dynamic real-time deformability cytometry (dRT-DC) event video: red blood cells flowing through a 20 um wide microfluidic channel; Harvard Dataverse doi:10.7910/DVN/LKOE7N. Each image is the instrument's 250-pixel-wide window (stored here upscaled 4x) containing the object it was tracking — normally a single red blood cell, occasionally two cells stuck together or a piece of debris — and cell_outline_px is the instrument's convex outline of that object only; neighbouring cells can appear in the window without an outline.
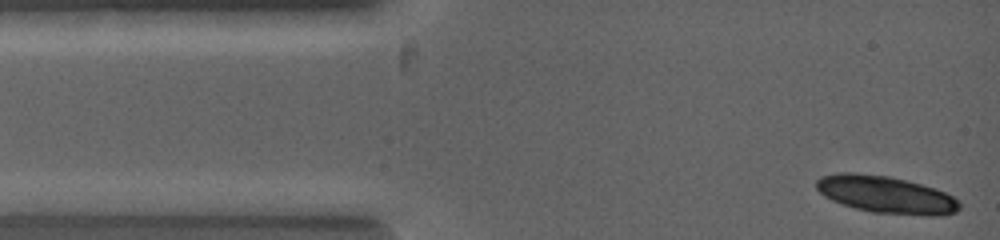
{"species": "common noctule bat (a hibernating species)", "species_latin": "Nyctalus noctula", "temperature_condition": "warm", "stored_images_in_passage": 3, "camera_frame_rate_fps": 5000, "um_per_image_px": 0.085, "animal": {"sex": "female", "body_mass_g": 19.0, "forearm_length_mm": 53.3}, "frame": {"image": 1, "passage_image": 3, "time_ms": 0.6, "image_size_px": [1000, 240], "cell_outline_px": [[960, 208], [956, 212], [944, 216], [928, 216], [872, 212], [856, 208], [832, 200], [824, 196], [816, 188], [816, 180], [820, 176], [840, 172], [852, 172], [888, 176], [936, 188], [960, 200]], "centroid_in_image_um": [75.33, 16.55], "position_along_channel_um": 9.7, "area_um2": 31.15}}